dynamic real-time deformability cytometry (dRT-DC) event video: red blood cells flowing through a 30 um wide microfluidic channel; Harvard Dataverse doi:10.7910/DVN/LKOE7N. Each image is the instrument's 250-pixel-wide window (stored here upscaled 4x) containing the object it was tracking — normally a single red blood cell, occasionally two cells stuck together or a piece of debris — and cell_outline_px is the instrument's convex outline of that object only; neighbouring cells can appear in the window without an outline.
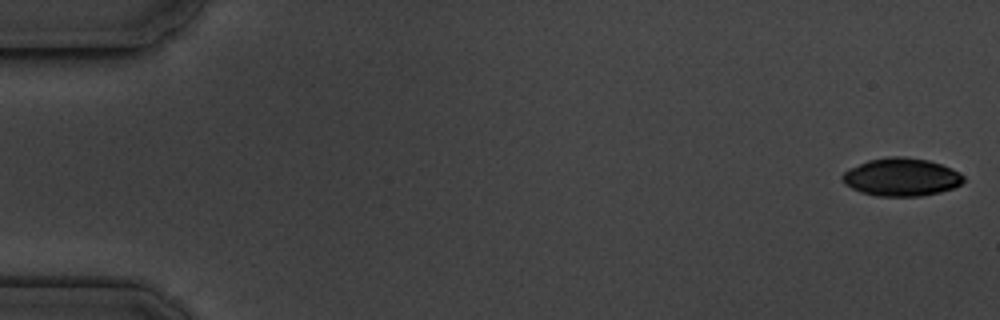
{"species": "common noctule bat (a hibernating species)", "species_latin": "Nyctalus noctula", "temperature_condition": "cold", "stored_images_in_passage": 16, "camera_frame_rate_fps": 3000, "um_per_image_px": 0.085, "animal": {"sex": "male", "body_mass_g": 19.5, "forearm_length_mm": 54.6}, "frame": {"image": 1, "passage_image": 1, "time_ms": 0.0, "image_size_px": [1000, 320], "cell_outline_px": [[964, 180], [960, 184], [952, 188], [940, 192], [920, 196], [876, 196], [860, 192], [844, 184], [840, 176], [844, 172], [868, 160], [888, 156], [904, 156], [928, 160], [952, 168], [964, 176]], "centroid_in_image_um": [76.6, 15.05], "position_along_channel_um": 8.4, "area_um2": 26.76}}
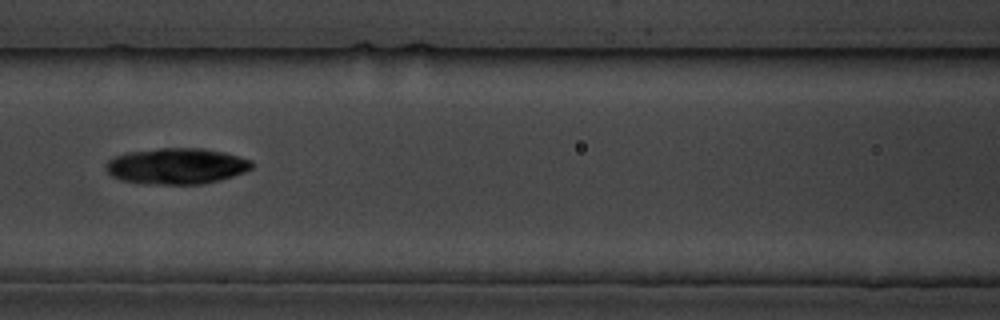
{"frame": {"image": 2, "passage_image": 7, "time_ms": 8.0, "image_size_px": [1000, 320], "cell_outline_px": [[252, 168], [244, 172], [220, 180], [204, 184], [144, 184], [120, 180], [112, 176], [104, 168], [104, 164], [108, 160], [124, 152], [160, 148], [204, 148], [224, 152], [252, 160]], "centroid_in_image_um": [14.97, 14.12], "position_along_channel_um": 151.6, "area_um2": 30.92}}
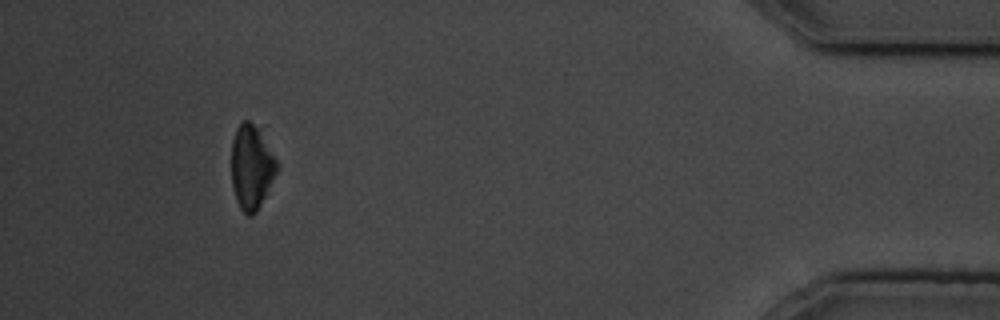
{"frame": {"image": 3, "passage_image": 15, "time_ms": 17.0, "image_size_px": [1000, 320], "cell_outline_px": [[276, 172], [256, 212], [252, 216], [248, 216], [240, 208], [236, 200], [232, 184], [232, 140], [236, 128], [240, 120], [248, 120], [256, 128], [276, 160]], "centroid_in_image_um": [21.32, 14.21], "position_along_channel_um": 413.9, "area_um2": 21.5}, "authors_computed_cell_mechanics": {"area_um2": 28.2642, "velocity_mm_per_s": 3.5755, "shape_relaxation_time_tau1_ms": 1.0858, "shape_relaxation_time_tau2_ms": null, "deformation_change_tau1": 0.0386, "deformation_change_tau2": null}}